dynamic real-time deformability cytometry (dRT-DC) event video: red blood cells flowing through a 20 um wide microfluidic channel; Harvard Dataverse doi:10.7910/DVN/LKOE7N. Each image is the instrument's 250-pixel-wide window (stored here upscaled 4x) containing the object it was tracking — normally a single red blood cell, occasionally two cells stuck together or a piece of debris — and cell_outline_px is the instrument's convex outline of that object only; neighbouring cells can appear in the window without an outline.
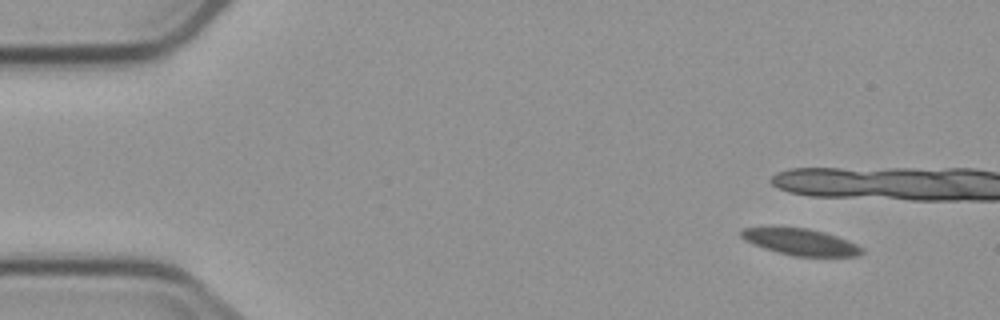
{"species": "common noctule bat (a hibernating species)", "species_latin": "Nyctalus noctula", "temperature_condition": "cold", "stored_images_in_passage": 4, "camera_frame_rate_fps": 3000, "um_per_image_px": 0.085, "animal": {"sex": "male", "body_mass_g": 23.1, "forearm_length_mm": 52.7}, "frame": {"image": 1, "passage_image": 1, "time_ms": 0.0, "image_size_px": [1000, 320], "cell_outline_px": [[864, 252], [856, 256], [796, 256], [764, 248], [744, 240], [740, 236], [740, 232], [744, 228], [772, 224], [808, 228], [824, 232], [836, 236], [856, 244], [864, 248]], "centroid_in_image_um": [67.97, 20.51], "position_along_channel_um": 17.0, "area_um2": 19.13}}